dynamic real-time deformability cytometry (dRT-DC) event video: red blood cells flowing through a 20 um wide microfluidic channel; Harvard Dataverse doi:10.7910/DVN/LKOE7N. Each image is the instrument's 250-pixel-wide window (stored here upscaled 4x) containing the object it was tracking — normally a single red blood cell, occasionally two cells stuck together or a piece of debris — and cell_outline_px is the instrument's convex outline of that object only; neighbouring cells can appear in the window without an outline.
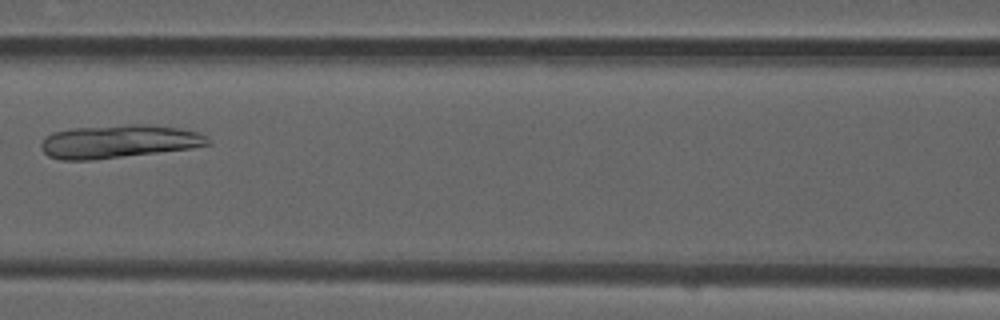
{"species": "common noctule bat (a hibernating species)", "species_latin": "Nyctalus noctula", "temperature_condition": "room temperature", "stored_images_in_passage": 7, "camera_frame_rate_fps": 3000, "um_per_image_px": 0.085, "animal": {"sex": "male", "forearm_length_mm": 52.5}, "frame": {"image": 1, "passage_image": 6, "time_ms": 1.667, "image_size_px": [1000, 320], "cell_outline_px": [[212, 144], [192, 148], [96, 160], [60, 160], [48, 156], [40, 148], [40, 144], [44, 136], [52, 132], [72, 128], [128, 124], [148, 124], [176, 128], [200, 132]], "centroid_in_image_um": [10.04, 12.03], "position_along_channel_um": 156.6, "area_um2": 32.54}}
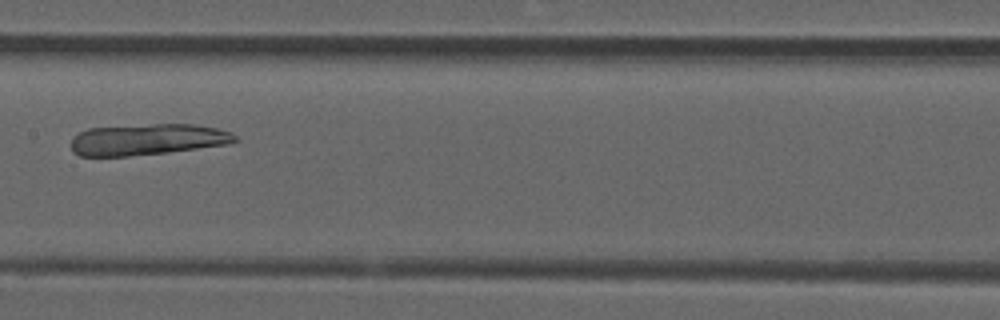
{"frame": {"image": 2, "passage_image": 7, "time_ms": 2.0, "image_size_px": [1000, 320], "cell_outline_px": [[240, 140], [228, 144], [168, 152], [128, 156], [80, 156], [72, 152], [72, 136], [88, 128], [152, 124], [196, 124], [216, 128], [232, 132]], "centroid_in_image_um": [12.54, 11.85], "position_along_channel_um": 194.9, "area_um2": 29.94}}